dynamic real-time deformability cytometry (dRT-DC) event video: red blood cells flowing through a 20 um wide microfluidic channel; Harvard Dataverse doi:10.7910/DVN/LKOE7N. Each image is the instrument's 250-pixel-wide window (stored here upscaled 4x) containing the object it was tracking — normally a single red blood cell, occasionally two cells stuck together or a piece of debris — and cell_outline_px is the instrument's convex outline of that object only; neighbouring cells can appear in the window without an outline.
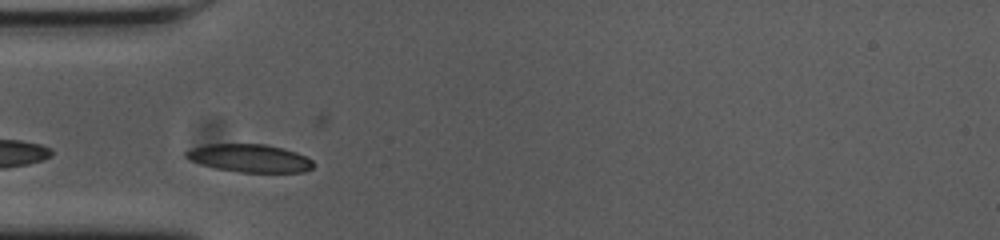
{"species": "common noctule bat (a hibernating species)", "species_latin": "Nyctalus noctula", "temperature_condition": "cold", "stored_images_in_passage": 26, "camera_frame_rate_fps": 3000, "um_per_image_px": 0.085, "animal": {"sex": "female", "body_mass_g": 23.0, "forearm_length_mm": 53.4}, "frame": {"image": 1, "passage_image": 2, "time_ms": 0.333, "image_size_px": [1000, 240], "cell_outline_px": [[312, 168], [304, 172], [240, 172], [216, 168], [192, 160], [184, 156], [184, 152], [192, 148], [208, 144], [264, 144], [284, 148], [296, 152], [312, 160]], "centroid_in_image_um": [21.23, 13.44], "position_along_channel_um": 63.8, "area_um2": 20.46}}
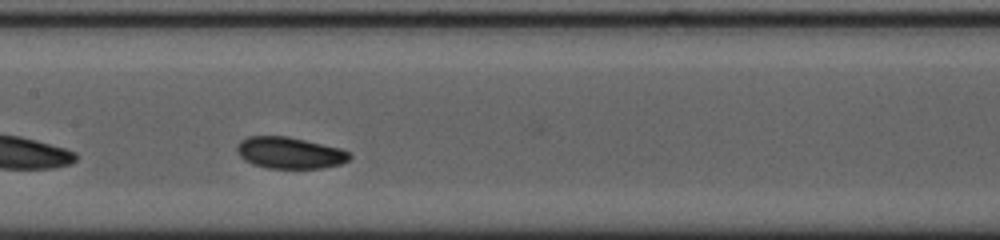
{"frame": {"image": 2, "passage_image": 12, "time_ms": 3.667, "image_size_px": [1000, 240], "cell_outline_px": [[352, 156], [348, 160], [340, 164], [320, 168], [268, 168], [252, 164], [244, 160], [240, 156], [236, 148], [236, 144], [240, 140], [248, 136], [288, 136], [340, 148], [348, 152]], "centroid_in_image_um": [24.59, 12.98], "position_along_channel_um": 182.8, "area_um2": 20.69}}
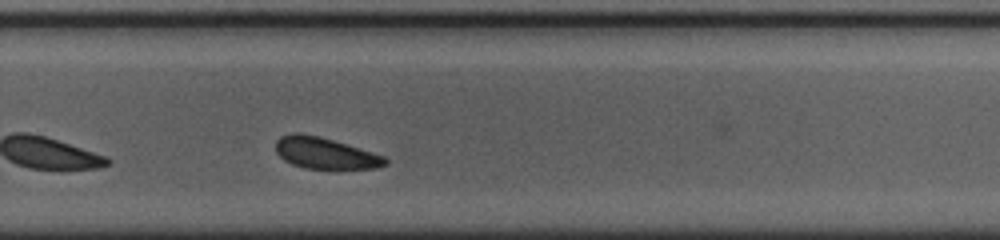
{"frame": {"image": 3, "passage_image": 22, "time_ms": 7.0, "image_size_px": [1000, 240], "cell_outline_px": [[388, 164], [376, 168], [304, 168], [292, 164], [284, 160], [276, 152], [276, 140], [280, 136], [292, 132], [300, 132], [320, 136], [372, 152], [384, 156], [388, 160]], "centroid_in_image_um": [27.6, 13.0], "position_along_channel_um": 302.2, "area_um2": 19.94}}